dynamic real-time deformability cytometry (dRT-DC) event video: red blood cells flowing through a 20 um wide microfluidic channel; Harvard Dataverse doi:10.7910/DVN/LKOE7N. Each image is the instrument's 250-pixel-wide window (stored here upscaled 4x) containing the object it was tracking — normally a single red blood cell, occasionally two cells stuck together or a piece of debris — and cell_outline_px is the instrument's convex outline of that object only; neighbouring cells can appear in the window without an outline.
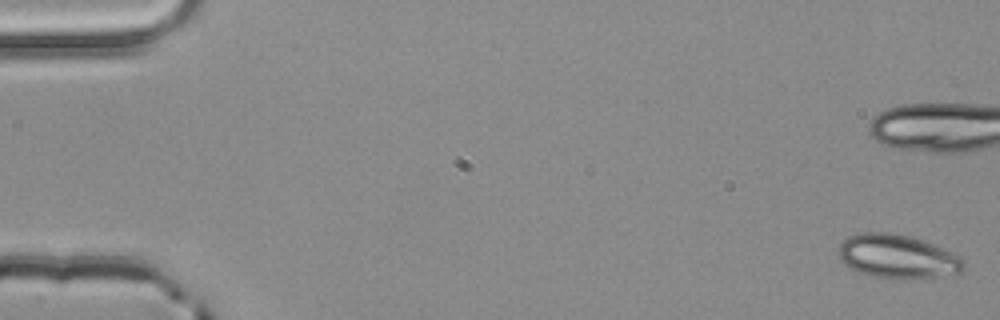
{"species": "common noctule bat (a hibernating species)", "species_latin": "Nyctalus noctula", "temperature_condition": "room temperature", "stored_images_in_passage": 16, "camera_frame_rate_fps": 3000, "um_per_image_px": 0.085, "animal": {"sex": "male", "body_mass_g": 20.4}, "frame": {"image": 1, "passage_image": 1, "time_ms": 0.0, "image_size_px": [1000, 320], "cell_outline_px": [[964, 272], [940, 276], [872, 276], [856, 272], [844, 264], [840, 260], [836, 252], [840, 244], [848, 236], [864, 232], [888, 232], [912, 236], [956, 252], [964, 260]], "centroid_in_image_um": [76.28, 21.75], "position_along_channel_um": 8.7, "area_um2": 31.73}}